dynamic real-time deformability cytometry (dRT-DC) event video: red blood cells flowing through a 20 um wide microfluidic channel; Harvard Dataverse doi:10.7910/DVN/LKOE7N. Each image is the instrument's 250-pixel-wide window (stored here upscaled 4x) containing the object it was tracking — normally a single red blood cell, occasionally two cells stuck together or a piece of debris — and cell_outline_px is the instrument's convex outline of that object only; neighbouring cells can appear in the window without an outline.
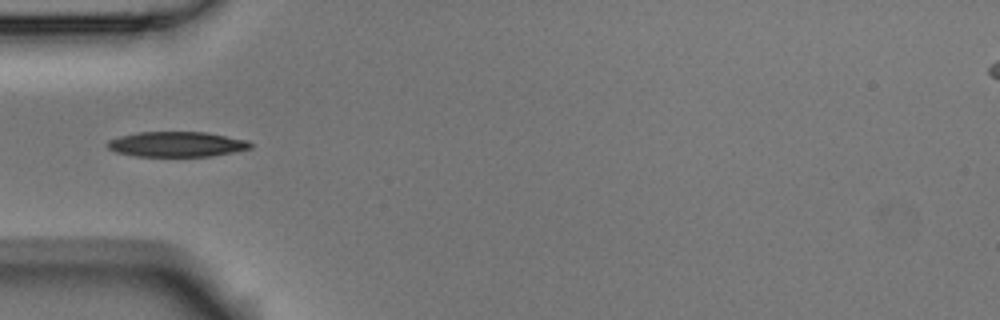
{"species": "Egyptian fruit bat (a non-hibernating species)", "species_latin": "Rousettus aegyptiacus", "temperature_condition": "room temperature", "stored_images_in_passage": 4, "camera_frame_rate_fps": 3000, "um_per_image_px": 0.085, "animal": {"sex": "male"}, "frame": {"image": 1, "passage_image": 4, "time_ms": 1.0, "image_size_px": [1000, 320], "cell_outline_px": [[252, 148], [212, 156], [136, 156], [116, 152], [108, 148], [104, 144], [108, 140], [120, 136], [136, 132], [208, 132], [248, 140], [252, 144]], "centroid_in_image_um": [15.01, 12.25], "position_along_channel_um": 70.0, "area_um2": 21.1}}